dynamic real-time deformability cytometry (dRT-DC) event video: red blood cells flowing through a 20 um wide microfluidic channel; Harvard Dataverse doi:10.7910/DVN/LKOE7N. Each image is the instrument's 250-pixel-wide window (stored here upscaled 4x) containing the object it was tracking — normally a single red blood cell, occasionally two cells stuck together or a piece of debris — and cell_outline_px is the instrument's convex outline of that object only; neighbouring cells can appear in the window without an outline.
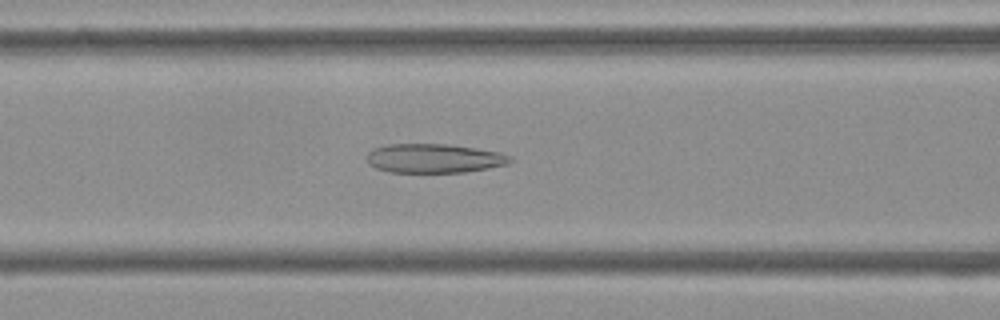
{"species": "Egyptian fruit bat (a non-hibernating species)", "species_latin": "Rousettus aegyptiacus", "temperature_condition": "cold", "stored_images_in_passage": 45, "camera_frame_rate_fps": 3000, "um_per_image_px": 0.085, "frame": {"image": 1, "passage_image": 13, "time_ms": 4.0, "image_size_px": [1000, 320], "cell_outline_px": [[512, 160], [508, 164], [488, 168], [464, 172], [388, 172], [376, 168], [368, 164], [368, 152], [372, 148], [388, 144], [448, 144], [476, 148], [500, 152], [512, 156]], "centroid_in_image_um": [36.9, 13.45], "position_along_channel_um": 129.7, "area_um2": 24.39}}
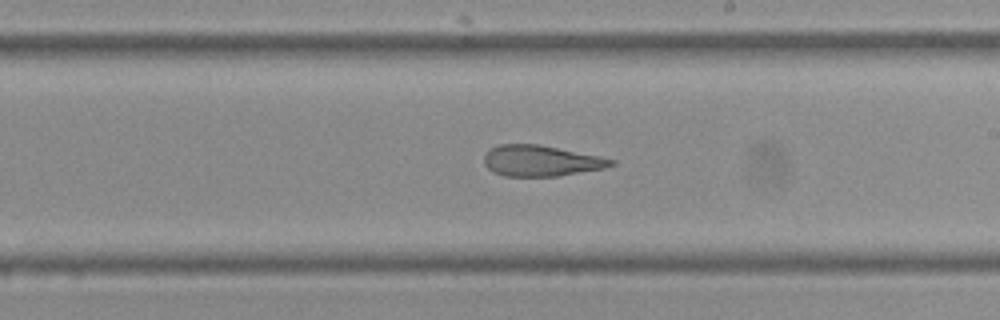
{"frame": {"image": 2, "passage_image": 22, "time_ms": 7.0, "image_size_px": [1000, 320], "cell_outline_px": [[616, 164], [604, 168], [556, 176], [504, 176], [492, 172], [484, 164], [484, 156], [488, 148], [500, 144], [540, 144], [600, 156], [616, 160]], "centroid_in_image_um": [45.96, 13.66], "position_along_channel_um": 243.0, "area_um2": 23.0}}
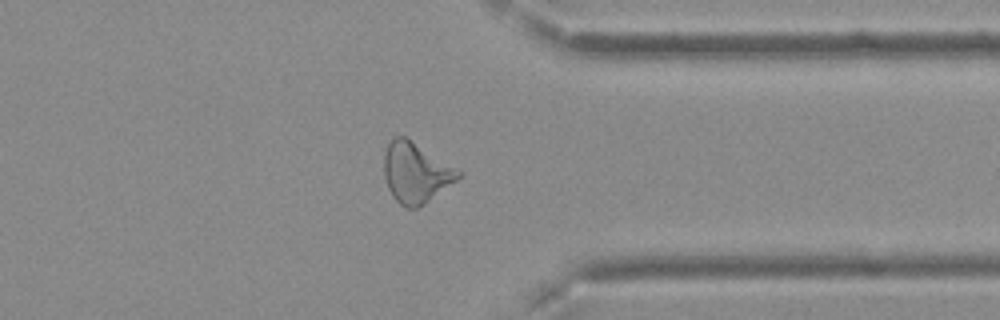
{"frame": {"image": 3, "passage_image": 33, "time_ms": 10.667, "image_size_px": [1000, 320], "cell_outline_px": [[464, 172], [456, 180], [424, 204], [416, 208], [404, 208], [392, 196], [388, 188], [384, 176], [384, 152], [392, 136], [404, 136]], "centroid_in_image_um": [35.32, 14.67], "position_along_channel_um": 376.1, "area_um2": 25.95}, "authors_computed_cell_mechanics": {"area_um2": 25.2008, "velocity_mm_per_s": 3.7772, "shape_relaxation_time_tau1_ms": null, "shape_relaxation_time_tau2_ms": 2.5617, "deformation_change_tau1": null, "deformation_change_tau2": 0.136}}